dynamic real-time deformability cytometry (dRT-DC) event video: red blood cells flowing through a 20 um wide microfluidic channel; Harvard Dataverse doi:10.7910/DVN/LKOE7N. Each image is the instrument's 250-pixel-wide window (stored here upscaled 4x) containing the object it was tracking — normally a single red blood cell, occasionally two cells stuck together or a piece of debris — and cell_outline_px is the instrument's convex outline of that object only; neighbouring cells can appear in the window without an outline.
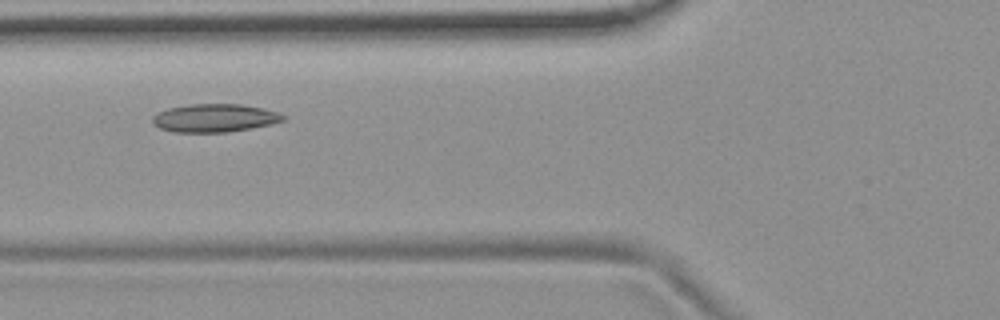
{"species": "common noctule bat (a hibernating species)", "species_latin": "Nyctalus noctula", "temperature_condition": "room temperature", "stored_images_in_passage": 8, "camera_frame_rate_fps": 3000, "um_per_image_px": 0.085, "animal": {"sex": "female", "body_mass_g": 19.9}, "frame": {"image": 1, "passage_image": 4, "time_ms": 1.0, "image_size_px": [1000, 320], "cell_outline_px": [[288, 120], [252, 128], [228, 132], [172, 132], [160, 128], [152, 124], [152, 116], [156, 112], [168, 108], [188, 104], [240, 104], [264, 108], [288, 116]], "centroid_in_image_um": [18.24, 10.03], "position_along_channel_um": 107.6, "area_um2": 21.73}}
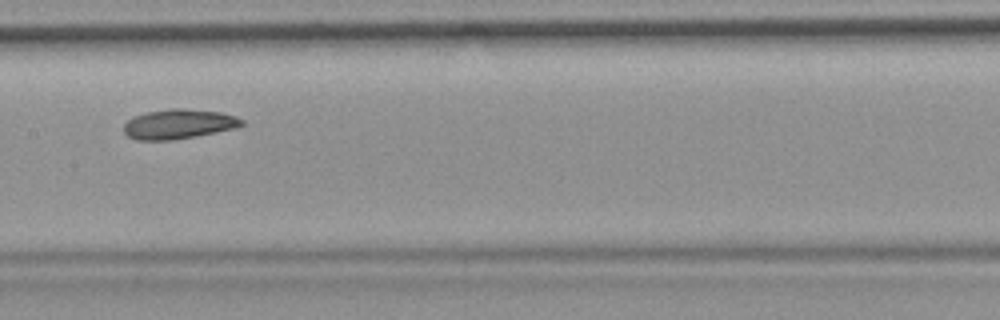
{"frame": {"image": 2, "passage_image": 6, "time_ms": 1.667, "image_size_px": [1000, 320], "cell_outline_px": [[244, 124], [236, 128], [196, 136], [172, 140], [136, 140], [128, 136], [124, 132], [124, 124], [132, 116], [148, 112], [172, 108], [184, 108], [220, 112], [236, 116], [244, 120]], "centroid_in_image_um": [15.19, 10.54], "position_along_channel_um": 192.2, "area_um2": 20.46}}
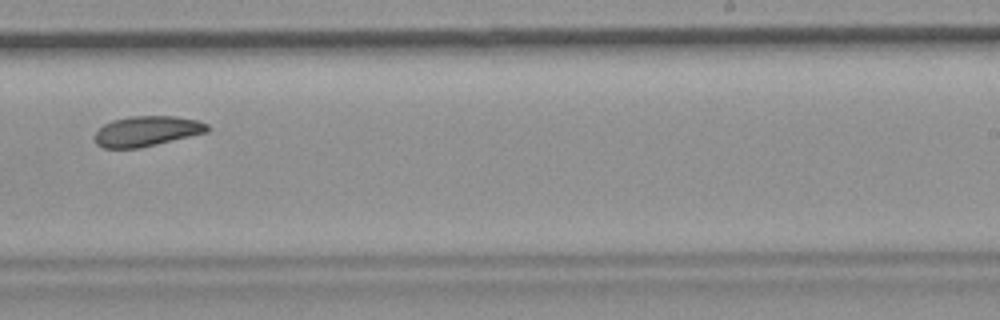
{"frame": {"image": 3, "passage_image": 8, "time_ms": 2.333, "image_size_px": [1000, 320], "cell_outline_px": [[212, 128], [208, 132], [140, 148], [104, 148], [96, 144], [96, 132], [104, 124], [112, 120], [128, 116], [176, 116], [200, 120], [208, 124]], "centroid_in_image_um": [12.54, 11.14], "position_along_channel_um": 276.5, "area_um2": 20.0}}